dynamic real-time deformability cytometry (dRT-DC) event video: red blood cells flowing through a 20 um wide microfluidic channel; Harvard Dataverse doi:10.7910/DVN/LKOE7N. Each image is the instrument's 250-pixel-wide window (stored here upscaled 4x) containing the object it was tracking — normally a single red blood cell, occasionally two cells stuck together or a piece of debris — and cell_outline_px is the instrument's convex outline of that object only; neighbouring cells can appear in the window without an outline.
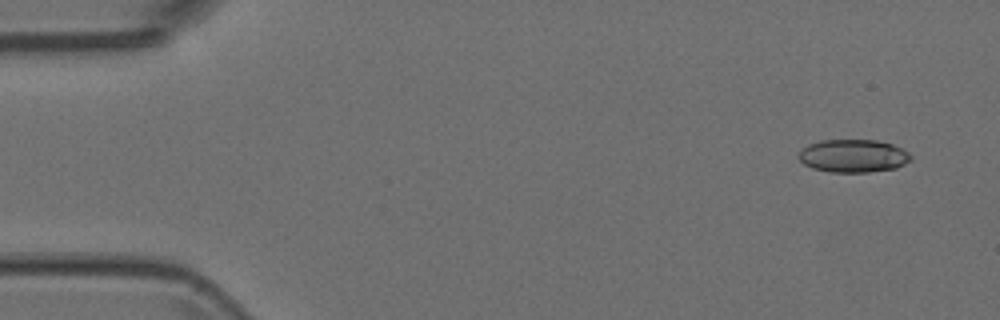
{"species": "Egyptian fruit bat (a non-hibernating species)", "species_latin": "Rousettus aegyptiacus", "temperature_condition": "room temperature", "stored_images_in_passage": 4, "camera_frame_rate_fps": 3000, "um_per_image_px": 0.085, "animal": {"sex": "female"}, "frame": {"image": 1, "passage_image": 1, "time_ms": 0.0, "image_size_px": [1000, 320], "cell_outline_px": [[912, 160], [896, 168], [868, 172], [832, 172], [812, 168], [804, 164], [796, 156], [808, 144], [820, 140], [876, 140], [892, 144], [908, 152], [912, 156]], "centroid_in_image_um": [72.52, 13.25], "position_along_channel_um": 12.5, "area_um2": 21.56}}